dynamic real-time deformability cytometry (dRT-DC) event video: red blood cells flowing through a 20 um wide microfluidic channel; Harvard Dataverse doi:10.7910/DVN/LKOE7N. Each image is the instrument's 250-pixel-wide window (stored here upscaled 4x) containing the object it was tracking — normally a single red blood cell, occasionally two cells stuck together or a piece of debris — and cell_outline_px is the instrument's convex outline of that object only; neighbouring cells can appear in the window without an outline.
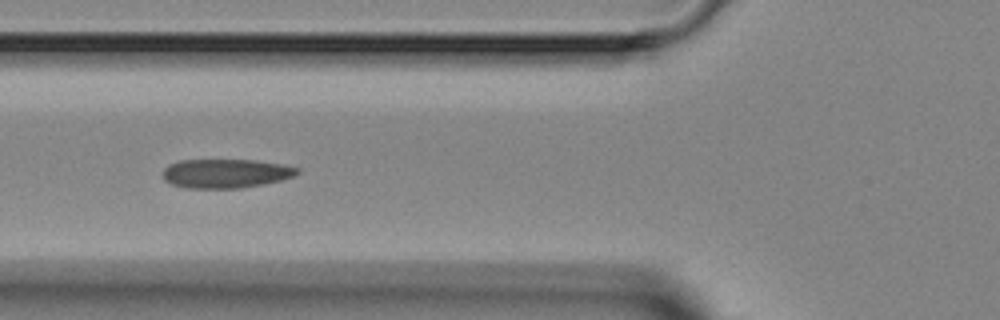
{"species": "Egyptian fruit bat (a non-hibernating species)", "species_latin": "Rousettus aegyptiacus", "temperature_condition": "room temperature", "stored_images_in_passage": 7, "camera_frame_rate_fps": 3000, "um_per_image_px": 0.085, "animal": {"sex": "female"}, "frame": {"image": 1, "passage_image": 5, "time_ms": 4.667, "image_size_px": [1000, 320], "cell_outline_px": [[300, 172], [292, 176], [280, 180], [264, 184], [240, 188], [184, 188], [172, 184], [164, 180], [164, 168], [168, 164], [180, 160], [256, 160], [280, 164], [300, 168]], "centroid_in_image_um": [19.17, 14.74], "position_along_channel_um": 106.6, "area_um2": 22.72}}
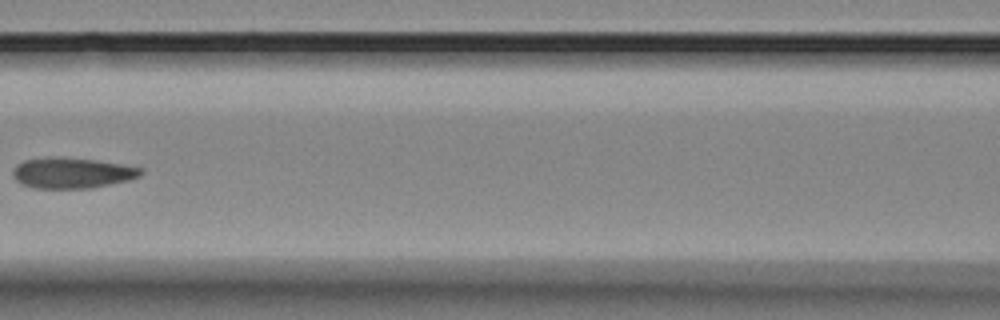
{"frame": {"image": 2, "passage_image": 6, "time_ms": 6.0, "image_size_px": [1000, 320], "cell_outline_px": [[144, 172], [140, 176], [128, 180], [92, 188], [32, 188], [16, 180], [12, 176], [12, 172], [16, 164], [24, 160], [48, 156], [64, 156], [96, 160], [144, 168]], "centroid_in_image_um": [6.11, 14.68], "position_along_channel_um": 160.5, "area_um2": 23.18}}
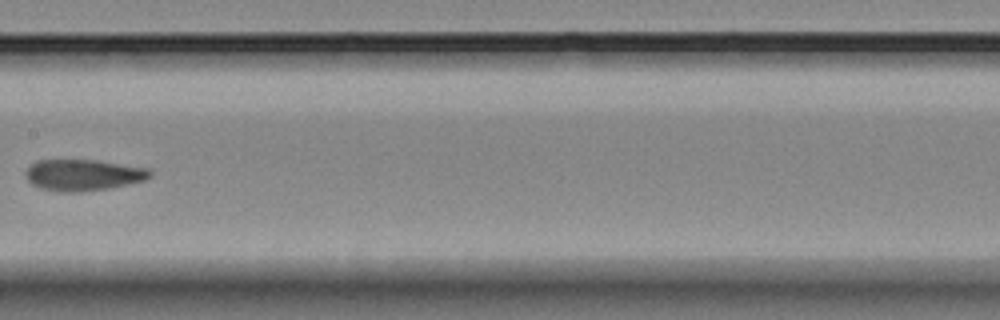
{"frame": {"image": 3, "passage_image": 7, "time_ms": 7.0, "image_size_px": [1000, 320], "cell_outline_px": [[152, 176], [144, 180], [112, 188], [80, 192], [60, 192], [40, 188], [32, 184], [24, 176], [24, 172], [28, 164], [36, 160], [96, 160], [148, 168], [152, 172]], "centroid_in_image_um": [7.03, 14.87], "position_along_channel_um": 200.4, "area_um2": 23.0}}